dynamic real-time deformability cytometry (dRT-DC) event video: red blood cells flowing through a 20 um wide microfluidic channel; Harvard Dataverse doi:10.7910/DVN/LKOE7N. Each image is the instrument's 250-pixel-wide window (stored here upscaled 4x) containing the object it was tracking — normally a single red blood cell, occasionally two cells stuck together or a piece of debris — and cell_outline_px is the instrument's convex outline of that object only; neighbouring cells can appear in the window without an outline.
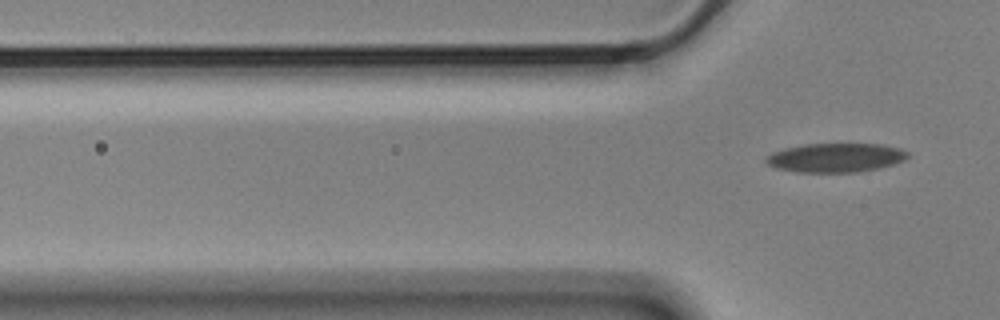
{"species": "Egyptian fruit bat (a non-hibernating species)", "species_latin": "Rousettus aegyptiacus", "temperature_condition": "cold", "stored_images_in_passage": 2, "camera_frame_rate_fps": 3000, "um_per_image_px": 0.085, "animal": {"sex": "male"}, "frame": {"image": 1, "passage_image": 2, "time_ms": 0.333, "image_size_px": [1000, 320], "cell_outline_px": [[908, 156], [904, 160], [896, 164], [880, 168], [860, 172], [796, 172], [776, 168], [768, 164], [764, 160], [772, 152], [804, 144], [880, 144], [900, 148], [908, 152]], "centroid_in_image_um": [71.07, 13.41], "position_along_channel_um": 54.7, "area_um2": 23.99}}